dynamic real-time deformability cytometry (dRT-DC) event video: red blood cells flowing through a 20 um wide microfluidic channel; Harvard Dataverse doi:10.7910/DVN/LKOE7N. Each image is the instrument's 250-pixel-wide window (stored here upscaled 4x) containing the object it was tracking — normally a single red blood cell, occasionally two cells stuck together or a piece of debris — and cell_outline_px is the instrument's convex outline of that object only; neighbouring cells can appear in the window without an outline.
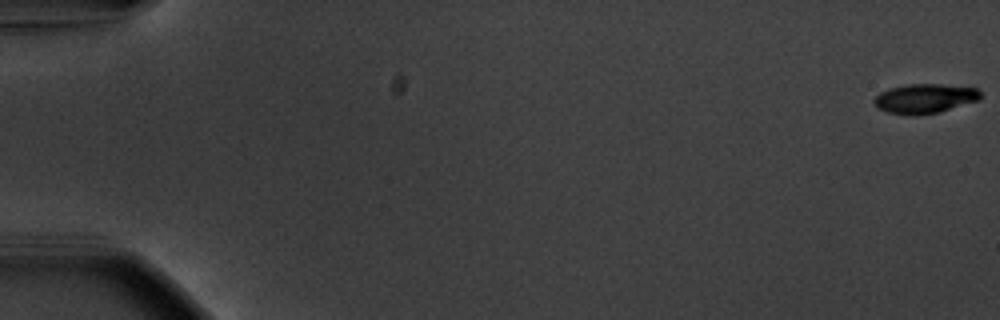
{"species": "common noctule bat (a hibernating species)", "species_latin": "Nyctalus noctula", "temperature_condition": "warm", "stored_images_in_passage": 56, "camera_frame_rate_fps": 3000, "um_per_image_px": 0.085, "animal": {"sex": "male", "body_mass_g": 20.1, "forearm_length_mm": 53.5}, "frame": {"image": 1, "passage_image": 1, "time_ms": 0.0, "image_size_px": [1000, 320], "cell_outline_px": [[980, 96], [976, 100], [940, 112], [916, 116], [888, 112], [876, 108], [872, 104], [872, 100], [880, 92], [888, 88], [908, 84], [944, 84], [976, 88], [980, 92]], "centroid_in_image_um": [78.52, 8.37], "position_along_channel_um": 6.5, "area_um2": 18.32}}
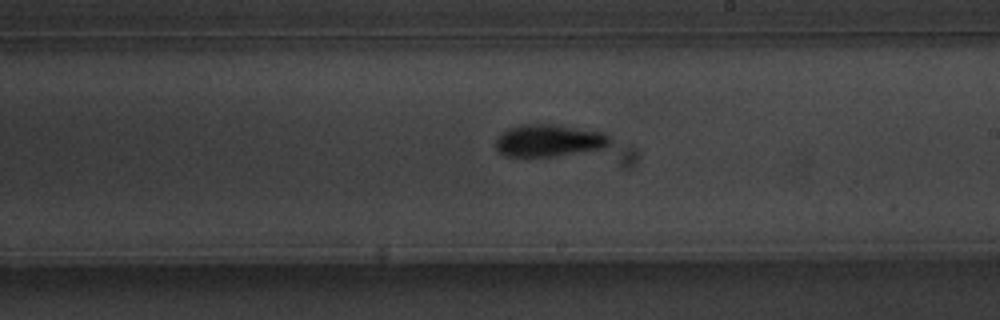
{"frame": {"image": 2, "passage_image": 34, "time_ms": 11.0, "image_size_px": [1000, 320], "cell_outline_px": [[612, 144], [608, 148], [556, 156], [528, 160], [524, 160], [504, 156], [496, 148], [496, 136], [508, 128], [520, 124], [556, 124], [604, 132], [612, 136]], "centroid_in_image_um": [46.67, 11.99], "position_along_channel_um": 242.3, "area_um2": 22.77}}
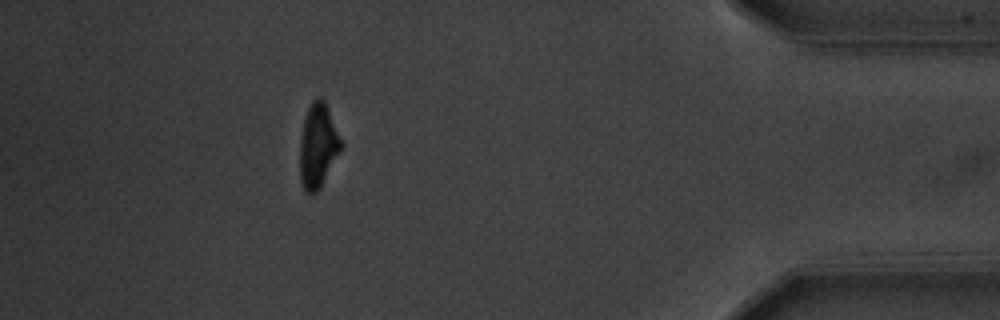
{"frame": {"image": 3, "passage_image": 51, "time_ms": 16.667, "image_size_px": [1000, 320], "cell_outline_px": [[344, 144], [320, 188], [316, 192], [308, 192], [304, 188], [300, 180], [300, 140], [304, 116], [312, 100], [320, 96], [324, 100]], "centroid_in_image_um": [27.03, 12.35], "position_along_channel_um": 408.2, "area_um2": 20.11}, "authors_computed_cell_mechanics": {"area_um2": 20.3167, "velocity_mm_per_s": 3.713, "shape_relaxation_time_tau1_ms": 2.1364, "shape_relaxation_time_tau2_ms": 5.6955, "deformation_change_tau1": 0.1555, "deformation_change_tau2": 0.1113}}